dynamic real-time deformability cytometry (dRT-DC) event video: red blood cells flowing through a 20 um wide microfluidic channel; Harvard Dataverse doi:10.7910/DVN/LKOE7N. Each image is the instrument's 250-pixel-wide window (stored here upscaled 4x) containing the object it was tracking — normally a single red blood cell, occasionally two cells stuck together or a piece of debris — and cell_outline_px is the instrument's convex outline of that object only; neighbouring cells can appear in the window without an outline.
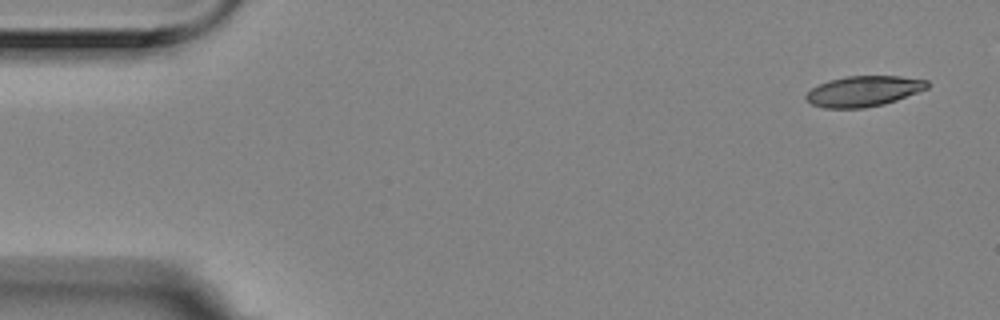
{"species": "Egyptian fruit bat (a non-hibernating species)", "species_latin": "Rousettus aegyptiacus", "temperature_condition": "room temperature", "stored_images_in_passage": 4, "camera_frame_rate_fps": 3000, "um_per_image_px": 0.085, "animal": {"sex": "female"}, "frame": {"image": 1, "passage_image": 1, "time_ms": 0.0, "image_size_px": [1000, 320], "cell_outline_px": [[928, 88], [896, 100], [884, 104], [864, 108], [824, 108], [812, 104], [804, 100], [804, 96], [812, 88], [828, 80], [848, 76], [900, 76], [928, 80]], "centroid_in_image_um": [73.38, 7.75], "position_along_channel_um": 11.6, "area_um2": 21.56}}
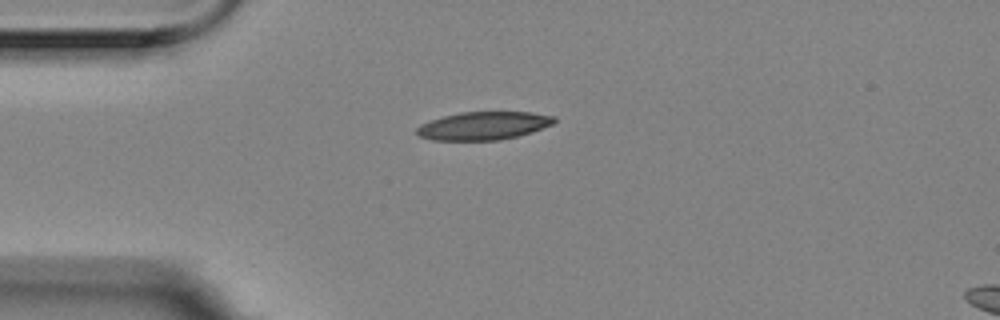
{"frame": {"image": 2, "passage_image": 4, "time_ms": 1.0, "image_size_px": [1000, 320], "cell_outline_px": [[556, 120], [552, 124], [532, 132], [500, 140], [432, 140], [420, 136], [416, 132], [416, 128], [420, 124], [444, 116], [460, 112], [532, 112], [556, 116]], "centroid_in_image_um": [41.11, 10.68], "position_along_channel_um": 43.9, "area_um2": 22.43}}